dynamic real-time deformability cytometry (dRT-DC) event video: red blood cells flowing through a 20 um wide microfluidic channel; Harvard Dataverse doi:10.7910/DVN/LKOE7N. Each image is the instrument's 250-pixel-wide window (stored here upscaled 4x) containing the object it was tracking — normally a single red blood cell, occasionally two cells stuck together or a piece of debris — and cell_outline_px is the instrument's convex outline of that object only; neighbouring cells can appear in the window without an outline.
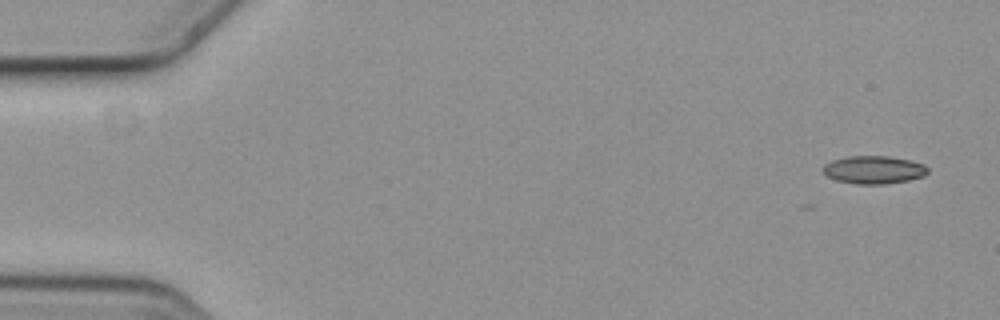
{"species": "common noctule bat (a hibernating species)", "species_latin": "Nyctalus noctula", "temperature_condition": "cold", "stored_images_in_passage": 6, "camera_frame_rate_fps": 3000, "um_per_image_px": 0.085, "animal": {"sex": "female", "body_mass_g": 19.3, "forearm_length_mm": 54.1}, "frame": {"image": 1, "passage_image": 1, "time_ms": 0.0, "image_size_px": [1000, 320], "cell_outline_px": [[928, 172], [924, 176], [908, 180], [880, 184], [856, 184], [836, 180], [828, 176], [824, 172], [824, 164], [832, 160], [848, 156], [888, 156], [912, 160], [924, 164], [928, 168]], "centroid_in_image_um": [74.29, 14.42], "position_along_channel_um": 10.7, "area_um2": 16.99}}
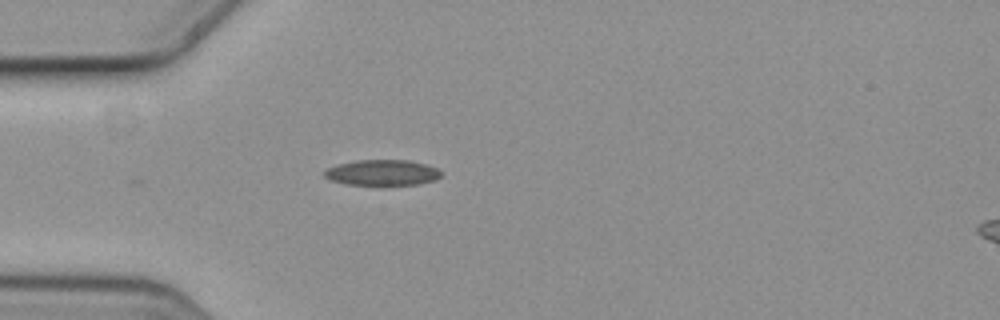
{"frame": {"image": 2, "passage_image": 5, "time_ms": 1.333, "image_size_px": [1000, 320], "cell_outline_px": [[440, 176], [436, 180], [416, 184], [348, 184], [332, 180], [324, 176], [324, 172], [328, 168], [340, 164], [356, 160], [408, 160], [428, 164], [436, 168], [440, 172]], "centroid_in_image_um": [32.52, 14.66], "position_along_channel_um": 52.5, "area_um2": 17.11}}